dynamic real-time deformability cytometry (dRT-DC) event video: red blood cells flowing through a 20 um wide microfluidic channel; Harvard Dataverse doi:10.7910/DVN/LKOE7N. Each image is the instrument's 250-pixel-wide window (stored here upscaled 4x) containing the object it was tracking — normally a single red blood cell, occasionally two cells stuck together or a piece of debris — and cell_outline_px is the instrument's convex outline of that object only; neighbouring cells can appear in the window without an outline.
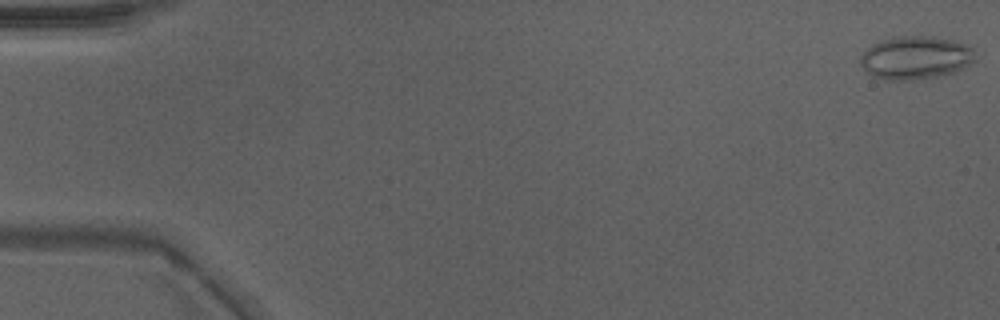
{"species": "Egyptian fruit bat (a non-hibernating species)", "species_latin": "Rousettus aegyptiacus", "temperature_condition": "warm", "stored_images_in_passage": 48, "camera_frame_rate_fps": 3000, "um_per_image_px": 0.085, "animal": {"sex": "male"}, "frame": {"image": 1, "passage_image": 1, "time_ms": 0.0, "image_size_px": [1000, 320], "cell_outline_px": [[972, 60], [968, 64], [952, 72], [936, 76], [908, 80], [888, 80], [872, 76], [860, 64], [860, 56], [872, 44], [892, 36], [932, 36], [952, 40], [964, 44], [972, 48]], "centroid_in_image_um": [77.74, 4.89], "position_along_channel_um": 7.3, "area_um2": 28.32}}
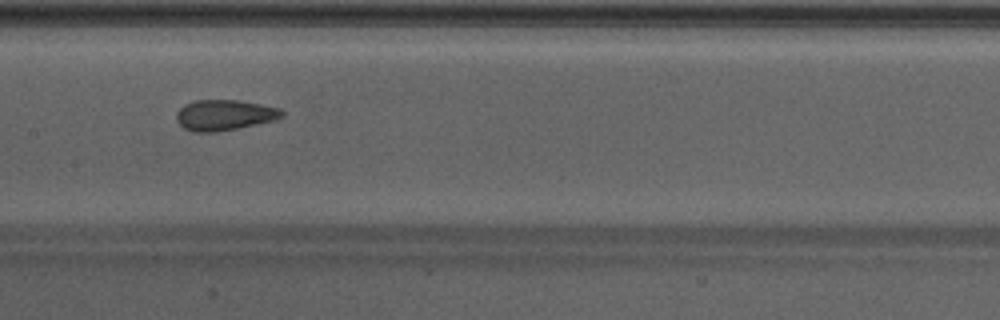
{"frame": {"image": 2, "passage_image": 25, "time_ms": 8.0, "image_size_px": [1000, 320], "cell_outline_px": [[284, 116], [276, 120], [216, 132], [196, 132], [184, 128], [176, 120], [176, 112], [184, 104], [196, 100], [236, 100], [260, 104], [280, 108], [284, 112]], "centroid_in_image_um": [19.07, 9.77], "position_along_channel_um": 188.3, "area_um2": 18.79}}
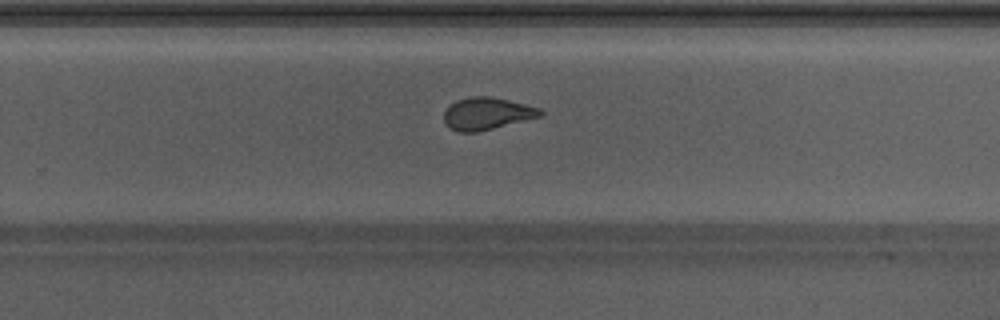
{"frame": {"image": 3, "passage_image": 32, "time_ms": 10.333, "image_size_px": [1000, 320], "cell_outline_px": [[544, 112], [540, 116], [476, 132], [456, 132], [448, 128], [444, 124], [444, 112], [448, 104], [456, 100], [472, 96], [492, 96], [540, 108]], "centroid_in_image_um": [41.31, 9.65], "position_along_channel_um": 288.5, "area_um2": 18.09}, "authors_computed_cell_mechanics": {"area_um2": 19.1029, "velocity_mm_per_s": 4.3064, "shape_relaxation_time_tau1_ms": null, "shape_relaxation_time_tau2_ms": 1.3966, "deformation_change_tau1": null, "deformation_change_tau2": 0.0641}}